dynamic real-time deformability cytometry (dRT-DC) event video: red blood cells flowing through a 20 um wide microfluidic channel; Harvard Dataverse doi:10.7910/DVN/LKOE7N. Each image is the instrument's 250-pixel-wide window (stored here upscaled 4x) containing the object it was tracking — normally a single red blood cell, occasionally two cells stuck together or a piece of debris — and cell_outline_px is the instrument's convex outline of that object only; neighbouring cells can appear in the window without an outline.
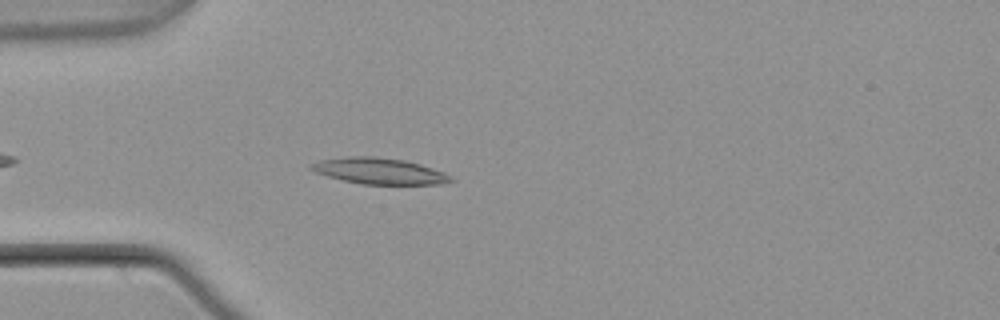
{"species": "common noctule bat (a hibernating species)", "species_latin": "Nyctalus noctula", "temperature_condition": "warm", "stored_images_in_passage": 18, "camera_frame_rate_fps": 3000, "um_per_image_px": 0.085, "animal": {"sex": "male", "body_mass_g": 21.5, "forearm_length_mm": 52.0}, "frame": {"image": 1, "passage_image": 5, "time_ms": 1.333, "image_size_px": [1000, 320], "cell_outline_px": [[456, 180], [440, 184], [360, 184], [328, 176], [316, 172], [308, 168], [308, 164], [320, 160], [348, 156], [376, 156], [404, 160], [420, 164], [444, 172], [452, 176]], "centroid_in_image_um": [32.24, 14.53], "position_along_channel_um": 52.8, "area_um2": 21.33}}
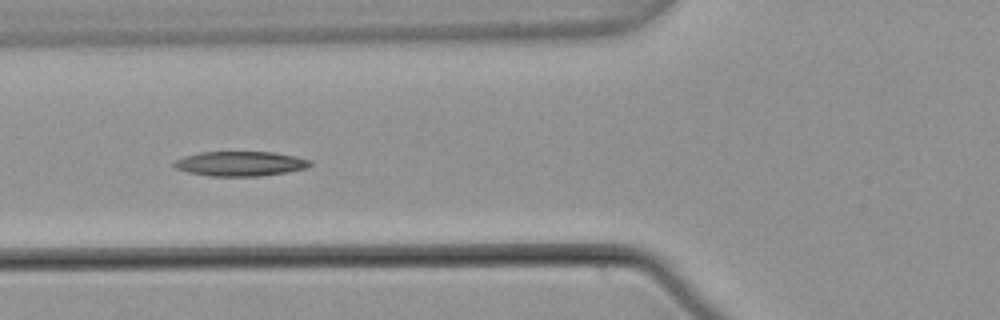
{"frame": {"image": 2, "passage_image": 10, "time_ms": 3.0, "image_size_px": [1000, 320], "cell_outline_px": [[312, 164], [304, 168], [288, 172], [260, 176], [208, 176], [188, 172], [176, 168], [172, 164], [176, 160], [184, 156], [200, 152], [272, 152], [296, 156], [312, 160]], "centroid_in_image_um": [20.43, 13.91], "position_along_channel_um": 105.4, "area_um2": 19.59}}
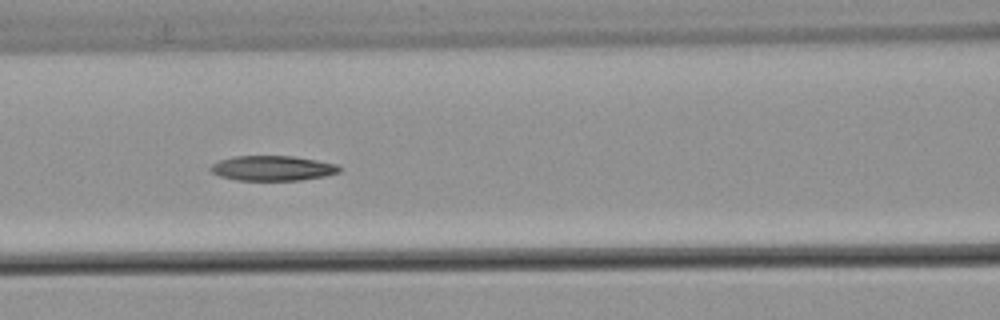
{"frame": {"image": 3, "passage_image": 13, "time_ms": 4.0, "image_size_px": [1000, 320], "cell_outline_px": [[340, 172], [324, 176], [300, 180], [236, 180], [220, 176], [212, 172], [208, 168], [212, 164], [220, 160], [232, 156], [292, 156], [316, 160], [336, 164], [340, 168]], "centroid_in_image_um": [23.13, 14.29], "position_along_channel_um": 143.5, "area_um2": 18.67}}